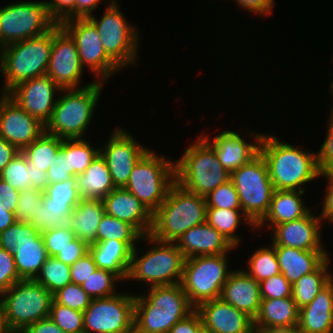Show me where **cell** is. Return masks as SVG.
<instances>
[{
	"instance_id": "obj_50",
	"label": "cell",
	"mask_w": 333,
	"mask_h": 333,
	"mask_svg": "<svg viewBox=\"0 0 333 333\" xmlns=\"http://www.w3.org/2000/svg\"><path fill=\"white\" fill-rule=\"evenodd\" d=\"M47 254L54 257L60 250L68 246V244L76 238L73 231L66 225L56 229H50L41 233Z\"/></svg>"
},
{
	"instance_id": "obj_46",
	"label": "cell",
	"mask_w": 333,
	"mask_h": 333,
	"mask_svg": "<svg viewBox=\"0 0 333 333\" xmlns=\"http://www.w3.org/2000/svg\"><path fill=\"white\" fill-rule=\"evenodd\" d=\"M53 300L57 304L84 312L88 308L91 298L81 285L71 282L53 293Z\"/></svg>"
},
{
	"instance_id": "obj_45",
	"label": "cell",
	"mask_w": 333,
	"mask_h": 333,
	"mask_svg": "<svg viewBox=\"0 0 333 333\" xmlns=\"http://www.w3.org/2000/svg\"><path fill=\"white\" fill-rule=\"evenodd\" d=\"M49 318L65 333L84 332V314L67 306L51 303Z\"/></svg>"
},
{
	"instance_id": "obj_22",
	"label": "cell",
	"mask_w": 333,
	"mask_h": 333,
	"mask_svg": "<svg viewBox=\"0 0 333 333\" xmlns=\"http://www.w3.org/2000/svg\"><path fill=\"white\" fill-rule=\"evenodd\" d=\"M195 310L203 328L212 333H255L253 319L221 298L205 301Z\"/></svg>"
},
{
	"instance_id": "obj_15",
	"label": "cell",
	"mask_w": 333,
	"mask_h": 333,
	"mask_svg": "<svg viewBox=\"0 0 333 333\" xmlns=\"http://www.w3.org/2000/svg\"><path fill=\"white\" fill-rule=\"evenodd\" d=\"M61 27L75 41L82 67H87L96 81H108L122 70L105 52L100 35L88 18L63 20ZM100 77V78H99Z\"/></svg>"
},
{
	"instance_id": "obj_56",
	"label": "cell",
	"mask_w": 333,
	"mask_h": 333,
	"mask_svg": "<svg viewBox=\"0 0 333 333\" xmlns=\"http://www.w3.org/2000/svg\"><path fill=\"white\" fill-rule=\"evenodd\" d=\"M50 16L60 24L63 20L76 18V0L46 1Z\"/></svg>"
},
{
	"instance_id": "obj_58",
	"label": "cell",
	"mask_w": 333,
	"mask_h": 333,
	"mask_svg": "<svg viewBox=\"0 0 333 333\" xmlns=\"http://www.w3.org/2000/svg\"><path fill=\"white\" fill-rule=\"evenodd\" d=\"M321 177H324L327 181L325 186V196L323 201L320 203L321 212L319 216L326 222L333 223V171L321 173Z\"/></svg>"
},
{
	"instance_id": "obj_69",
	"label": "cell",
	"mask_w": 333,
	"mask_h": 333,
	"mask_svg": "<svg viewBox=\"0 0 333 333\" xmlns=\"http://www.w3.org/2000/svg\"><path fill=\"white\" fill-rule=\"evenodd\" d=\"M198 333H212V332L202 327Z\"/></svg>"
},
{
	"instance_id": "obj_23",
	"label": "cell",
	"mask_w": 333,
	"mask_h": 333,
	"mask_svg": "<svg viewBox=\"0 0 333 333\" xmlns=\"http://www.w3.org/2000/svg\"><path fill=\"white\" fill-rule=\"evenodd\" d=\"M299 308L291 297L261 299L260 309L253 320L255 333L296 332Z\"/></svg>"
},
{
	"instance_id": "obj_26",
	"label": "cell",
	"mask_w": 333,
	"mask_h": 333,
	"mask_svg": "<svg viewBox=\"0 0 333 333\" xmlns=\"http://www.w3.org/2000/svg\"><path fill=\"white\" fill-rule=\"evenodd\" d=\"M220 298L254 320L261 304L260 284L244 269H236L223 285Z\"/></svg>"
},
{
	"instance_id": "obj_29",
	"label": "cell",
	"mask_w": 333,
	"mask_h": 333,
	"mask_svg": "<svg viewBox=\"0 0 333 333\" xmlns=\"http://www.w3.org/2000/svg\"><path fill=\"white\" fill-rule=\"evenodd\" d=\"M304 194L305 191L298 190H274L269 211L256 226V230L268 224L266 228L271 231V228L273 229L276 225L306 216L311 208L305 206L301 196Z\"/></svg>"
},
{
	"instance_id": "obj_9",
	"label": "cell",
	"mask_w": 333,
	"mask_h": 333,
	"mask_svg": "<svg viewBox=\"0 0 333 333\" xmlns=\"http://www.w3.org/2000/svg\"><path fill=\"white\" fill-rule=\"evenodd\" d=\"M113 0L107 2L105 13L98 19L95 14L87 18L94 24L101 36V43L106 54L121 68L139 65L140 31L136 26L126 21L125 15L119 4Z\"/></svg>"
},
{
	"instance_id": "obj_19",
	"label": "cell",
	"mask_w": 333,
	"mask_h": 333,
	"mask_svg": "<svg viewBox=\"0 0 333 333\" xmlns=\"http://www.w3.org/2000/svg\"><path fill=\"white\" fill-rule=\"evenodd\" d=\"M43 132L44 124L29 115L7 94L0 93V137L22 151Z\"/></svg>"
},
{
	"instance_id": "obj_11",
	"label": "cell",
	"mask_w": 333,
	"mask_h": 333,
	"mask_svg": "<svg viewBox=\"0 0 333 333\" xmlns=\"http://www.w3.org/2000/svg\"><path fill=\"white\" fill-rule=\"evenodd\" d=\"M229 253L186 258L181 285L189 303L199 304L218 299L233 270L228 266Z\"/></svg>"
},
{
	"instance_id": "obj_34",
	"label": "cell",
	"mask_w": 333,
	"mask_h": 333,
	"mask_svg": "<svg viewBox=\"0 0 333 333\" xmlns=\"http://www.w3.org/2000/svg\"><path fill=\"white\" fill-rule=\"evenodd\" d=\"M330 262L329 256L315 271L303 275L292 285V298L299 309L309 304L333 279Z\"/></svg>"
},
{
	"instance_id": "obj_61",
	"label": "cell",
	"mask_w": 333,
	"mask_h": 333,
	"mask_svg": "<svg viewBox=\"0 0 333 333\" xmlns=\"http://www.w3.org/2000/svg\"><path fill=\"white\" fill-rule=\"evenodd\" d=\"M19 192L0 178V204L5 208V211L16 212Z\"/></svg>"
},
{
	"instance_id": "obj_13",
	"label": "cell",
	"mask_w": 333,
	"mask_h": 333,
	"mask_svg": "<svg viewBox=\"0 0 333 333\" xmlns=\"http://www.w3.org/2000/svg\"><path fill=\"white\" fill-rule=\"evenodd\" d=\"M58 23L50 16L46 1L11 2L0 7V49L41 36Z\"/></svg>"
},
{
	"instance_id": "obj_4",
	"label": "cell",
	"mask_w": 333,
	"mask_h": 333,
	"mask_svg": "<svg viewBox=\"0 0 333 333\" xmlns=\"http://www.w3.org/2000/svg\"><path fill=\"white\" fill-rule=\"evenodd\" d=\"M104 82L77 89H62L45 132L62 139L85 138L102 94Z\"/></svg>"
},
{
	"instance_id": "obj_41",
	"label": "cell",
	"mask_w": 333,
	"mask_h": 333,
	"mask_svg": "<svg viewBox=\"0 0 333 333\" xmlns=\"http://www.w3.org/2000/svg\"><path fill=\"white\" fill-rule=\"evenodd\" d=\"M34 280L53 294L72 282L70 266L49 256Z\"/></svg>"
},
{
	"instance_id": "obj_35",
	"label": "cell",
	"mask_w": 333,
	"mask_h": 333,
	"mask_svg": "<svg viewBox=\"0 0 333 333\" xmlns=\"http://www.w3.org/2000/svg\"><path fill=\"white\" fill-rule=\"evenodd\" d=\"M241 220L249 225L251 230H256V226L242 210L207 208L206 222L221 233L235 248L241 244V237L236 233L241 226Z\"/></svg>"
},
{
	"instance_id": "obj_38",
	"label": "cell",
	"mask_w": 333,
	"mask_h": 333,
	"mask_svg": "<svg viewBox=\"0 0 333 333\" xmlns=\"http://www.w3.org/2000/svg\"><path fill=\"white\" fill-rule=\"evenodd\" d=\"M246 261L248 267L244 270L257 282L281 273L276 251L272 245H262L261 248L254 250Z\"/></svg>"
},
{
	"instance_id": "obj_8",
	"label": "cell",
	"mask_w": 333,
	"mask_h": 333,
	"mask_svg": "<svg viewBox=\"0 0 333 333\" xmlns=\"http://www.w3.org/2000/svg\"><path fill=\"white\" fill-rule=\"evenodd\" d=\"M175 181V160L149 150L132 169L124 189L153 214L166 199Z\"/></svg>"
},
{
	"instance_id": "obj_39",
	"label": "cell",
	"mask_w": 333,
	"mask_h": 333,
	"mask_svg": "<svg viewBox=\"0 0 333 333\" xmlns=\"http://www.w3.org/2000/svg\"><path fill=\"white\" fill-rule=\"evenodd\" d=\"M99 153L100 146H93L85 138L67 139L69 173L74 177L82 174Z\"/></svg>"
},
{
	"instance_id": "obj_30",
	"label": "cell",
	"mask_w": 333,
	"mask_h": 333,
	"mask_svg": "<svg viewBox=\"0 0 333 333\" xmlns=\"http://www.w3.org/2000/svg\"><path fill=\"white\" fill-rule=\"evenodd\" d=\"M139 242H121L111 239L89 245L96 266L115 273L122 281L126 280L133 249Z\"/></svg>"
},
{
	"instance_id": "obj_1",
	"label": "cell",
	"mask_w": 333,
	"mask_h": 333,
	"mask_svg": "<svg viewBox=\"0 0 333 333\" xmlns=\"http://www.w3.org/2000/svg\"><path fill=\"white\" fill-rule=\"evenodd\" d=\"M274 135L265 132L259 150L267 164L274 190L305 191L304 184L321 176L317 153L280 141Z\"/></svg>"
},
{
	"instance_id": "obj_62",
	"label": "cell",
	"mask_w": 333,
	"mask_h": 333,
	"mask_svg": "<svg viewBox=\"0 0 333 333\" xmlns=\"http://www.w3.org/2000/svg\"><path fill=\"white\" fill-rule=\"evenodd\" d=\"M22 333H65L49 317L29 325Z\"/></svg>"
},
{
	"instance_id": "obj_47",
	"label": "cell",
	"mask_w": 333,
	"mask_h": 333,
	"mask_svg": "<svg viewBox=\"0 0 333 333\" xmlns=\"http://www.w3.org/2000/svg\"><path fill=\"white\" fill-rule=\"evenodd\" d=\"M207 208L242 210L239 195L231 180L205 196Z\"/></svg>"
},
{
	"instance_id": "obj_44",
	"label": "cell",
	"mask_w": 333,
	"mask_h": 333,
	"mask_svg": "<svg viewBox=\"0 0 333 333\" xmlns=\"http://www.w3.org/2000/svg\"><path fill=\"white\" fill-rule=\"evenodd\" d=\"M82 197L77 188V179L72 176L63 182L49 184L44 191V203L78 205Z\"/></svg>"
},
{
	"instance_id": "obj_40",
	"label": "cell",
	"mask_w": 333,
	"mask_h": 333,
	"mask_svg": "<svg viewBox=\"0 0 333 333\" xmlns=\"http://www.w3.org/2000/svg\"><path fill=\"white\" fill-rule=\"evenodd\" d=\"M142 234L131 224L115 217L102 216L97 231V242L116 239L121 242H140Z\"/></svg>"
},
{
	"instance_id": "obj_28",
	"label": "cell",
	"mask_w": 333,
	"mask_h": 333,
	"mask_svg": "<svg viewBox=\"0 0 333 333\" xmlns=\"http://www.w3.org/2000/svg\"><path fill=\"white\" fill-rule=\"evenodd\" d=\"M280 272L291 285L303 275L315 271L329 256L328 250H302L287 246H273Z\"/></svg>"
},
{
	"instance_id": "obj_20",
	"label": "cell",
	"mask_w": 333,
	"mask_h": 333,
	"mask_svg": "<svg viewBox=\"0 0 333 333\" xmlns=\"http://www.w3.org/2000/svg\"><path fill=\"white\" fill-rule=\"evenodd\" d=\"M243 130L248 132L245 136L252 137L253 143L247 142V139L243 138L245 136L232 130H224L215 134L213 139L204 132L200 135L214 149L221 166L230 174L259 154L263 134Z\"/></svg>"
},
{
	"instance_id": "obj_3",
	"label": "cell",
	"mask_w": 333,
	"mask_h": 333,
	"mask_svg": "<svg viewBox=\"0 0 333 333\" xmlns=\"http://www.w3.org/2000/svg\"><path fill=\"white\" fill-rule=\"evenodd\" d=\"M205 197L190 192L176 181L166 199L153 213L150 236L162 242L176 243L190 228L206 222Z\"/></svg>"
},
{
	"instance_id": "obj_25",
	"label": "cell",
	"mask_w": 333,
	"mask_h": 333,
	"mask_svg": "<svg viewBox=\"0 0 333 333\" xmlns=\"http://www.w3.org/2000/svg\"><path fill=\"white\" fill-rule=\"evenodd\" d=\"M184 258L219 255L236 248L207 222L186 231L176 242Z\"/></svg>"
},
{
	"instance_id": "obj_59",
	"label": "cell",
	"mask_w": 333,
	"mask_h": 333,
	"mask_svg": "<svg viewBox=\"0 0 333 333\" xmlns=\"http://www.w3.org/2000/svg\"><path fill=\"white\" fill-rule=\"evenodd\" d=\"M239 7V9L248 10V12L255 13L259 16L268 17L273 12V6L275 5V0H234Z\"/></svg>"
},
{
	"instance_id": "obj_57",
	"label": "cell",
	"mask_w": 333,
	"mask_h": 333,
	"mask_svg": "<svg viewBox=\"0 0 333 333\" xmlns=\"http://www.w3.org/2000/svg\"><path fill=\"white\" fill-rule=\"evenodd\" d=\"M89 252V244L79 238L73 239L67 247L60 250L54 257L71 266Z\"/></svg>"
},
{
	"instance_id": "obj_54",
	"label": "cell",
	"mask_w": 333,
	"mask_h": 333,
	"mask_svg": "<svg viewBox=\"0 0 333 333\" xmlns=\"http://www.w3.org/2000/svg\"><path fill=\"white\" fill-rule=\"evenodd\" d=\"M328 131L324 143H322L320 149L316 151L317 161L320 167L321 173L333 171V111L330 110L328 115Z\"/></svg>"
},
{
	"instance_id": "obj_37",
	"label": "cell",
	"mask_w": 333,
	"mask_h": 333,
	"mask_svg": "<svg viewBox=\"0 0 333 333\" xmlns=\"http://www.w3.org/2000/svg\"><path fill=\"white\" fill-rule=\"evenodd\" d=\"M75 206L77 205L44 203L42 199L38 203L36 216L30 224L40 233L64 227L67 225V219Z\"/></svg>"
},
{
	"instance_id": "obj_36",
	"label": "cell",
	"mask_w": 333,
	"mask_h": 333,
	"mask_svg": "<svg viewBox=\"0 0 333 333\" xmlns=\"http://www.w3.org/2000/svg\"><path fill=\"white\" fill-rule=\"evenodd\" d=\"M61 145L62 138L43 132L29 146L25 147L22 153L34 168L47 172Z\"/></svg>"
},
{
	"instance_id": "obj_42",
	"label": "cell",
	"mask_w": 333,
	"mask_h": 333,
	"mask_svg": "<svg viewBox=\"0 0 333 333\" xmlns=\"http://www.w3.org/2000/svg\"><path fill=\"white\" fill-rule=\"evenodd\" d=\"M122 280L113 272L97 268L81 285L82 289L93 298H106L117 294L116 285Z\"/></svg>"
},
{
	"instance_id": "obj_48",
	"label": "cell",
	"mask_w": 333,
	"mask_h": 333,
	"mask_svg": "<svg viewBox=\"0 0 333 333\" xmlns=\"http://www.w3.org/2000/svg\"><path fill=\"white\" fill-rule=\"evenodd\" d=\"M44 192L29 188L19 192L18 205L15 218L18 222L31 223L38 208V203L43 199Z\"/></svg>"
},
{
	"instance_id": "obj_53",
	"label": "cell",
	"mask_w": 333,
	"mask_h": 333,
	"mask_svg": "<svg viewBox=\"0 0 333 333\" xmlns=\"http://www.w3.org/2000/svg\"><path fill=\"white\" fill-rule=\"evenodd\" d=\"M20 280L13 254L0 247V294Z\"/></svg>"
},
{
	"instance_id": "obj_55",
	"label": "cell",
	"mask_w": 333,
	"mask_h": 333,
	"mask_svg": "<svg viewBox=\"0 0 333 333\" xmlns=\"http://www.w3.org/2000/svg\"><path fill=\"white\" fill-rule=\"evenodd\" d=\"M97 268L92 254L90 252L86 253L70 266L72 283L82 285Z\"/></svg>"
},
{
	"instance_id": "obj_17",
	"label": "cell",
	"mask_w": 333,
	"mask_h": 333,
	"mask_svg": "<svg viewBox=\"0 0 333 333\" xmlns=\"http://www.w3.org/2000/svg\"><path fill=\"white\" fill-rule=\"evenodd\" d=\"M84 71L75 41L57 24L53 28V44L46 75L61 89H77L94 83L92 81L84 86L79 85Z\"/></svg>"
},
{
	"instance_id": "obj_32",
	"label": "cell",
	"mask_w": 333,
	"mask_h": 333,
	"mask_svg": "<svg viewBox=\"0 0 333 333\" xmlns=\"http://www.w3.org/2000/svg\"><path fill=\"white\" fill-rule=\"evenodd\" d=\"M12 254L21 279H35L49 257L40 232L25 236Z\"/></svg>"
},
{
	"instance_id": "obj_6",
	"label": "cell",
	"mask_w": 333,
	"mask_h": 333,
	"mask_svg": "<svg viewBox=\"0 0 333 333\" xmlns=\"http://www.w3.org/2000/svg\"><path fill=\"white\" fill-rule=\"evenodd\" d=\"M144 240L152 246L140 256L138 247L133 249L126 281L144 282L147 287L181 283L185 258L177 244L162 242L150 235L142 236L140 241Z\"/></svg>"
},
{
	"instance_id": "obj_18",
	"label": "cell",
	"mask_w": 333,
	"mask_h": 333,
	"mask_svg": "<svg viewBox=\"0 0 333 333\" xmlns=\"http://www.w3.org/2000/svg\"><path fill=\"white\" fill-rule=\"evenodd\" d=\"M62 89L48 76L43 75L14 86L7 95L29 115L46 124L52 115Z\"/></svg>"
},
{
	"instance_id": "obj_33",
	"label": "cell",
	"mask_w": 333,
	"mask_h": 333,
	"mask_svg": "<svg viewBox=\"0 0 333 333\" xmlns=\"http://www.w3.org/2000/svg\"><path fill=\"white\" fill-rule=\"evenodd\" d=\"M76 179L82 199L103 200L116 189L105 159L100 153Z\"/></svg>"
},
{
	"instance_id": "obj_10",
	"label": "cell",
	"mask_w": 333,
	"mask_h": 333,
	"mask_svg": "<svg viewBox=\"0 0 333 333\" xmlns=\"http://www.w3.org/2000/svg\"><path fill=\"white\" fill-rule=\"evenodd\" d=\"M6 322L12 333L48 318L53 294L34 279H22L0 294Z\"/></svg>"
},
{
	"instance_id": "obj_66",
	"label": "cell",
	"mask_w": 333,
	"mask_h": 333,
	"mask_svg": "<svg viewBox=\"0 0 333 333\" xmlns=\"http://www.w3.org/2000/svg\"><path fill=\"white\" fill-rule=\"evenodd\" d=\"M14 222H16L15 213L5 211V208L0 204V232L5 231Z\"/></svg>"
},
{
	"instance_id": "obj_49",
	"label": "cell",
	"mask_w": 333,
	"mask_h": 333,
	"mask_svg": "<svg viewBox=\"0 0 333 333\" xmlns=\"http://www.w3.org/2000/svg\"><path fill=\"white\" fill-rule=\"evenodd\" d=\"M259 284L261 299H280L292 296V285L282 273L264 279Z\"/></svg>"
},
{
	"instance_id": "obj_43",
	"label": "cell",
	"mask_w": 333,
	"mask_h": 333,
	"mask_svg": "<svg viewBox=\"0 0 333 333\" xmlns=\"http://www.w3.org/2000/svg\"><path fill=\"white\" fill-rule=\"evenodd\" d=\"M0 178L19 191L31 188L30 162L27 161L22 151H19L3 169Z\"/></svg>"
},
{
	"instance_id": "obj_65",
	"label": "cell",
	"mask_w": 333,
	"mask_h": 333,
	"mask_svg": "<svg viewBox=\"0 0 333 333\" xmlns=\"http://www.w3.org/2000/svg\"><path fill=\"white\" fill-rule=\"evenodd\" d=\"M30 182L31 188L44 192L49 185L47 172L38 170L30 163Z\"/></svg>"
},
{
	"instance_id": "obj_68",
	"label": "cell",
	"mask_w": 333,
	"mask_h": 333,
	"mask_svg": "<svg viewBox=\"0 0 333 333\" xmlns=\"http://www.w3.org/2000/svg\"><path fill=\"white\" fill-rule=\"evenodd\" d=\"M329 87H330L329 89L331 90L330 93L332 94L331 96H333V80L331 81ZM330 110H333V100H332V106H331Z\"/></svg>"
},
{
	"instance_id": "obj_67",
	"label": "cell",
	"mask_w": 333,
	"mask_h": 333,
	"mask_svg": "<svg viewBox=\"0 0 333 333\" xmlns=\"http://www.w3.org/2000/svg\"><path fill=\"white\" fill-rule=\"evenodd\" d=\"M0 333H12L8 328L3 302L0 298Z\"/></svg>"
},
{
	"instance_id": "obj_2",
	"label": "cell",
	"mask_w": 333,
	"mask_h": 333,
	"mask_svg": "<svg viewBox=\"0 0 333 333\" xmlns=\"http://www.w3.org/2000/svg\"><path fill=\"white\" fill-rule=\"evenodd\" d=\"M147 290L146 294H135L134 333H168L195 309L181 283Z\"/></svg>"
},
{
	"instance_id": "obj_60",
	"label": "cell",
	"mask_w": 333,
	"mask_h": 333,
	"mask_svg": "<svg viewBox=\"0 0 333 333\" xmlns=\"http://www.w3.org/2000/svg\"><path fill=\"white\" fill-rule=\"evenodd\" d=\"M202 327L201 317L194 309L184 319L178 321L168 333H198Z\"/></svg>"
},
{
	"instance_id": "obj_64",
	"label": "cell",
	"mask_w": 333,
	"mask_h": 333,
	"mask_svg": "<svg viewBox=\"0 0 333 333\" xmlns=\"http://www.w3.org/2000/svg\"><path fill=\"white\" fill-rule=\"evenodd\" d=\"M18 152L19 150L15 146L0 137V173Z\"/></svg>"
},
{
	"instance_id": "obj_5",
	"label": "cell",
	"mask_w": 333,
	"mask_h": 333,
	"mask_svg": "<svg viewBox=\"0 0 333 333\" xmlns=\"http://www.w3.org/2000/svg\"><path fill=\"white\" fill-rule=\"evenodd\" d=\"M53 44V29L34 38L15 42L0 49V73L7 94L21 82L46 75Z\"/></svg>"
},
{
	"instance_id": "obj_31",
	"label": "cell",
	"mask_w": 333,
	"mask_h": 333,
	"mask_svg": "<svg viewBox=\"0 0 333 333\" xmlns=\"http://www.w3.org/2000/svg\"><path fill=\"white\" fill-rule=\"evenodd\" d=\"M105 214L103 200L81 199L67 219V226L77 238L89 245L97 242V231Z\"/></svg>"
},
{
	"instance_id": "obj_16",
	"label": "cell",
	"mask_w": 333,
	"mask_h": 333,
	"mask_svg": "<svg viewBox=\"0 0 333 333\" xmlns=\"http://www.w3.org/2000/svg\"><path fill=\"white\" fill-rule=\"evenodd\" d=\"M135 139L127 129L117 127L100 147V154L105 159L116 188L126 186L132 169L150 150Z\"/></svg>"
},
{
	"instance_id": "obj_14",
	"label": "cell",
	"mask_w": 333,
	"mask_h": 333,
	"mask_svg": "<svg viewBox=\"0 0 333 333\" xmlns=\"http://www.w3.org/2000/svg\"><path fill=\"white\" fill-rule=\"evenodd\" d=\"M134 293L93 298L84 314L86 333H134Z\"/></svg>"
},
{
	"instance_id": "obj_21",
	"label": "cell",
	"mask_w": 333,
	"mask_h": 333,
	"mask_svg": "<svg viewBox=\"0 0 333 333\" xmlns=\"http://www.w3.org/2000/svg\"><path fill=\"white\" fill-rule=\"evenodd\" d=\"M325 222L312 210L303 218L284 222L271 229L272 246H287L302 250H326L321 228Z\"/></svg>"
},
{
	"instance_id": "obj_7",
	"label": "cell",
	"mask_w": 333,
	"mask_h": 333,
	"mask_svg": "<svg viewBox=\"0 0 333 333\" xmlns=\"http://www.w3.org/2000/svg\"><path fill=\"white\" fill-rule=\"evenodd\" d=\"M175 160V178L186 190L205 197L228 182L231 174L225 170L214 149L199 135Z\"/></svg>"
},
{
	"instance_id": "obj_12",
	"label": "cell",
	"mask_w": 333,
	"mask_h": 333,
	"mask_svg": "<svg viewBox=\"0 0 333 333\" xmlns=\"http://www.w3.org/2000/svg\"><path fill=\"white\" fill-rule=\"evenodd\" d=\"M244 214L257 226L268 213L274 187L267 164L259 153L247 164L231 173Z\"/></svg>"
},
{
	"instance_id": "obj_52",
	"label": "cell",
	"mask_w": 333,
	"mask_h": 333,
	"mask_svg": "<svg viewBox=\"0 0 333 333\" xmlns=\"http://www.w3.org/2000/svg\"><path fill=\"white\" fill-rule=\"evenodd\" d=\"M72 177L69 173V163L67 156V139H62V145L58 153L55 154L54 161L51 163L47 178L49 184L63 182Z\"/></svg>"
},
{
	"instance_id": "obj_63",
	"label": "cell",
	"mask_w": 333,
	"mask_h": 333,
	"mask_svg": "<svg viewBox=\"0 0 333 333\" xmlns=\"http://www.w3.org/2000/svg\"><path fill=\"white\" fill-rule=\"evenodd\" d=\"M102 1L107 2V0H76V18H87L92 15ZM112 1L108 0V2Z\"/></svg>"
},
{
	"instance_id": "obj_24",
	"label": "cell",
	"mask_w": 333,
	"mask_h": 333,
	"mask_svg": "<svg viewBox=\"0 0 333 333\" xmlns=\"http://www.w3.org/2000/svg\"><path fill=\"white\" fill-rule=\"evenodd\" d=\"M103 202L107 215L133 225L143 236L150 235L153 214L132 193L116 188Z\"/></svg>"
},
{
	"instance_id": "obj_27",
	"label": "cell",
	"mask_w": 333,
	"mask_h": 333,
	"mask_svg": "<svg viewBox=\"0 0 333 333\" xmlns=\"http://www.w3.org/2000/svg\"><path fill=\"white\" fill-rule=\"evenodd\" d=\"M297 333H333V279L299 309Z\"/></svg>"
},
{
	"instance_id": "obj_51",
	"label": "cell",
	"mask_w": 333,
	"mask_h": 333,
	"mask_svg": "<svg viewBox=\"0 0 333 333\" xmlns=\"http://www.w3.org/2000/svg\"><path fill=\"white\" fill-rule=\"evenodd\" d=\"M38 231L30 223L14 222L5 231L0 232V247L8 252L15 250V245L29 234H36Z\"/></svg>"
}]
</instances>
